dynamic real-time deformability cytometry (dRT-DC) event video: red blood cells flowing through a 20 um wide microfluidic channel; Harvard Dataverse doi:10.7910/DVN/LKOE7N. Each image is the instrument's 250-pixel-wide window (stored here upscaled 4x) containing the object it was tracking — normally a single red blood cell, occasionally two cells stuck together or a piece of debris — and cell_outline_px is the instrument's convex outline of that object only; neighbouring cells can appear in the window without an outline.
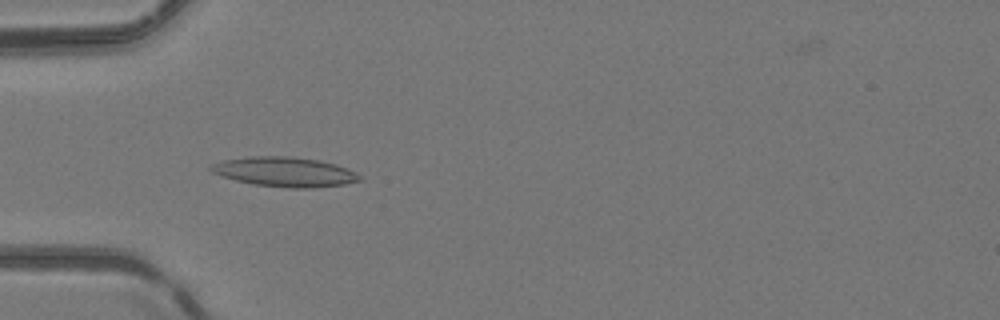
{"species": "common noctule bat (a hibernating species)", "species_latin": "Nyctalus noctula", "temperature_condition": "room temperature", "stored_images_in_passage": 55, "camera_frame_rate_fps": 3000, "um_per_image_px": 0.085, "animal": {"sex": "female", "body_mass_g": 24.6, "forearm_length_mm": 56.2}, "frame": {"image": 1, "passage_image": 21, "time_ms": 6.667, "image_size_px": [1000, 320], "cell_outline_px": [[364, 180], [344, 184], [312, 188], [292, 188], [252, 184], [220, 176], [212, 172], [208, 168], [212, 164], [224, 160], [248, 156], [288, 156], [316, 160], [336, 164], [364, 176]], "centroid_in_image_um": [24.21, 14.61], "position_along_channel_um": 60.8, "area_um2": 25.72}}
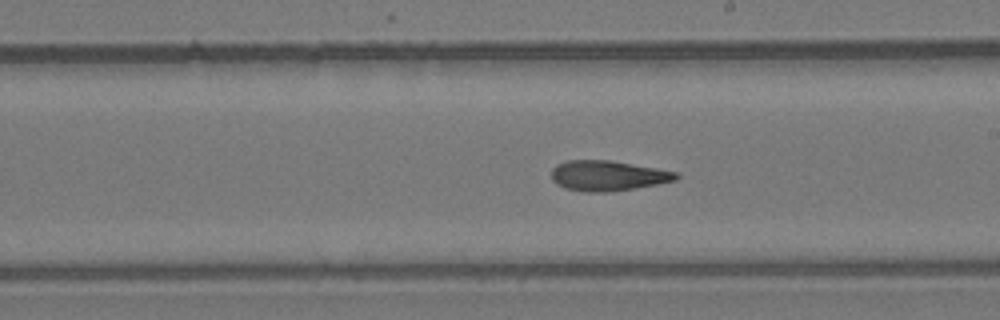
{"frame": {"image": 2, "passage_image": 34, "time_ms": 11.0, "image_size_px": [1000, 320], "cell_outline_px": [[680, 176], [676, 180], [656, 184], [608, 192], [584, 192], [564, 188], [556, 184], [552, 180], [552, 168], [556, 164], [568, 160], [608, 160], [656, 168], [676, 172]], "centroid_in_image_um": [51.61, 14.93], "position_along_channel_um": 237.4, "area_um2": 21.85}}
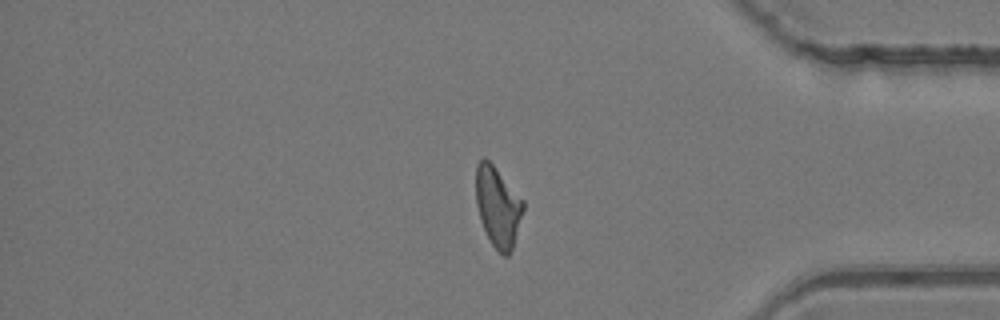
{"frame": {"image": 3, "passage_image": 47, "time_ms": 15.333, "image_size_px": [1000, 320], "cell_outline_px": [[524, 208], [512, 248], [508, 256], [504, 256], [492, 244], [480, 220], [476, 204], [476, 164], [484, 156], [492, 164], [524, 200]], "centroid_in_image_um": [42.31, 17.54], "position_along_channel_um": 392.9, "area_um2": 21.79}, "authors_computed_cell_mechanics": {"area_um2": 22.1952, "velocity_mm_per_s": 4.1513, "shape_relaxation_time_tau1_ms": null, "shape_relaxation_time_tau2_ms": 4.3803, "deformation_change_tau1": null, "deformation_change_tau2": 0.149}}